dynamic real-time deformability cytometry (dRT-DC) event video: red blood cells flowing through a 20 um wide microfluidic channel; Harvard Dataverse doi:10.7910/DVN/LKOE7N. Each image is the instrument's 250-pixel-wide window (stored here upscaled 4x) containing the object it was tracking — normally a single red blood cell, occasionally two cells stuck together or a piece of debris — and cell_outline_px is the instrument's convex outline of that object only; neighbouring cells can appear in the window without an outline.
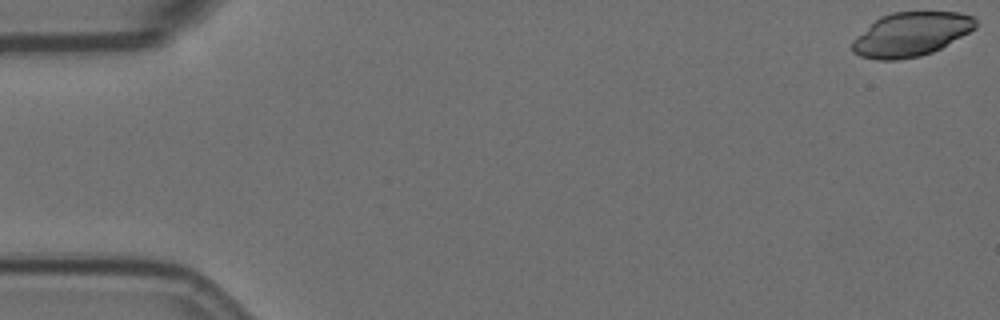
{"species": "Egyptian fruit bat (a non-hibernating species)", "species_latin": "Rousettus aegyptiacus", "temperature_condition": "room temperature", "stored_images_in_passage": 56, "camera_frame_rate_fps": 3000, "um_per_image_px": 0.085, "animal": {"sex": "female"}, "frame": {"image": 1, "passage_image": 1, "time_ms": 0.0, "image_size_px": [1000, 320], "cell_outline_px": [[976, 28], [940, 48], [932, 52], [920, 56], [896, 60], [876, 60], [860, 56], [852, 52], [852, 40], [856, 36], [880, 16], [892, 12], [960, 12], [972, 16], [976, 20]], "centroid_in_image_um": [77.41, 2.91], "position_along_channel_um": 7.6, "area_um2": 31.56}}